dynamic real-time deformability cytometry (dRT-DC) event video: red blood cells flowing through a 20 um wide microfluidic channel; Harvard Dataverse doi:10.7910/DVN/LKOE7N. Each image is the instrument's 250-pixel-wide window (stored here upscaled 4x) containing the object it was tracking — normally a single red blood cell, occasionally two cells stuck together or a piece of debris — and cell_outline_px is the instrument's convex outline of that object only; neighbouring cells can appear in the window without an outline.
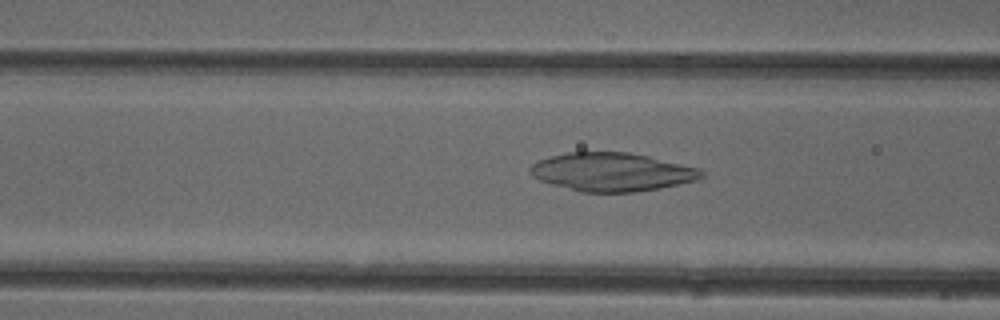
{"species": "common noctule bat (a hibernating species)", "species_latin": "Nyctalus noctula", "temperature_condition": "cold", "stored_images_in_passage": 50, "camera_frame_rate_fps": 3000, "um_per_image_px": 0.085, "animal": {"sex": "female"}, "frame": {"image": 1, "passage_image": 19, "time_ms": 6.0, "image_size_px": [1000, 320], "cell_outline_px": [[704, 176], [696, 180], [656, 188], [632, 192], [580, 192], [552, 184], [540, 180], [532, 176], [528, 172], [528, 168], [532, 164], [540, 160], [552, 156], [568, 152], [628, 152], [648, 156], [700, 168], [704, 172]], "centroid_in_image_um": [51.98, 14.61], "position_along_channel_um": 114.6, "area_um2": 38.09}}
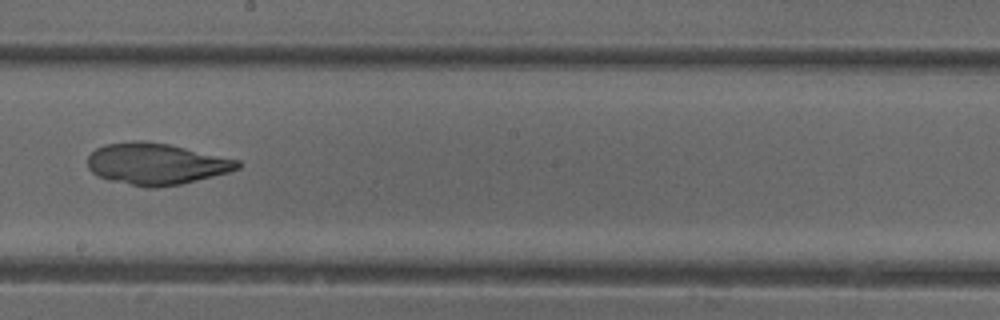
{"frame": {"image": 2, "passage_image": 28, "time_ms": 9.0, "image_size_px": [1000, 320], "cell_outline_px": [[240, 168], [228, 172], [180, 184], [156, 188], [148, 188], [112, 180], [100, 176], [92, 172], [88, 168], [88, 156], [96, 148], [104, 144], [132, 140], [144, 140], [168, 144], [240, 160]], "centroid_in_image_um": [13.26, 13.91], "position_along_channel_um": 234.9, "area_um2": 36.07}}
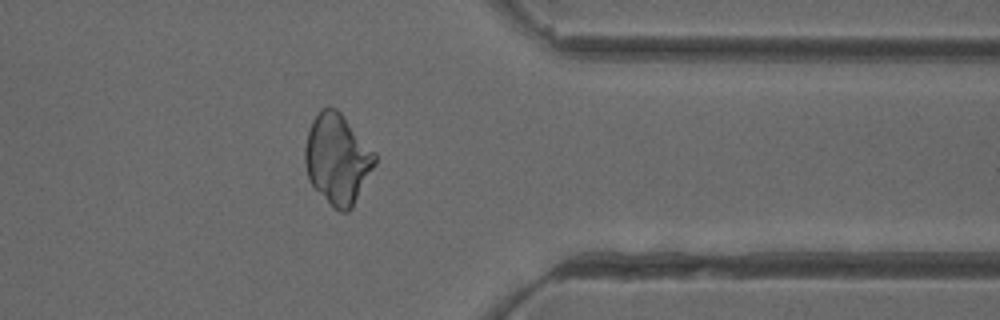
{"frame": {"image": 3, "passage_image": 40, "time_ms": 13.0, "image_size_px": [1000, 320], "cell_outline_px": [[376, 164], [352, 208], [348, 212], [340, 212], [332, 208], [312, 184], [308, 176], [304, 164], [304, 148], [308, 132], [312, 120], [320, 108], [328, 104], [336, 108], [340, 112], [376, 152]], "centroid_in_image_um": [28.68, 13.5], "position_along_channel_um": 382.7, "area_um2": 37.11}}